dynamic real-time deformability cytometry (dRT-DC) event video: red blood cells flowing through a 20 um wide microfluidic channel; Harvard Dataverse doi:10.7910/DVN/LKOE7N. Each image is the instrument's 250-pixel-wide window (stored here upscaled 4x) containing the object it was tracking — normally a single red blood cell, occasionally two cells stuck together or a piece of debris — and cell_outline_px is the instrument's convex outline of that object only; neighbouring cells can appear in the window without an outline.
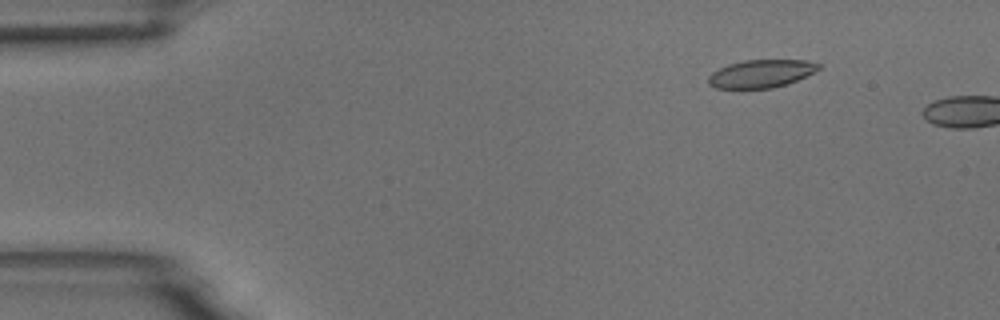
{"species": "common noctule bat (a hibernating species)", "species_latin": "Nyctalus noctula", "temperature_condition": "room temperature", "stored_images_in_passage": 9, "camera_frame_rate_fps": 3000, "um_per_image_px": 0.085, "animal": {"sex": "male", "body_mass_g": 18.8}, "frame": {"image": 1, "passage_image": 7, "time_ms": 2.0, "image_size_px": [1000, 320], "cell_outline_px": [[820, 68], [788, 84], [772, 88], [716, 88], [708, 84], [708, 76], [712, 72], [728, 64], [744, 60], [808, 60], [820, 64]], "centroid_in_image_um": [64.67, 6.26], "position_along_channel_um": 20.3, "area_um2": 17.8}}